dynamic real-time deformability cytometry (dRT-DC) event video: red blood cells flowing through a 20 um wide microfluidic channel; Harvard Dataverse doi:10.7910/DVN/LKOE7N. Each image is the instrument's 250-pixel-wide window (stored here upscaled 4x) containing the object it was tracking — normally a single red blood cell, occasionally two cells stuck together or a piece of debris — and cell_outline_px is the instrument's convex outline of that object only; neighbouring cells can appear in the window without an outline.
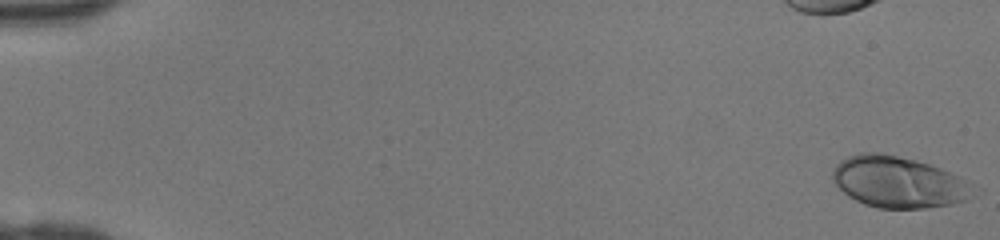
{"species": "human", "species_latin": "Homo sapiens", "temperature_condition": "room temperature", "stored_images_in_passage": 27, "camera_frame_rate_fps": 3000, "um_per_image_px": 0.085, "donor": {"sex": "female"}, "frame": {"image": 1, "passage_image": 1, "time_ms": 0.0, "image_size_px": [1000, 240], "cell_outline_px": [[968, 200], [948, 204], [924, 208], [876, 208], [864, 204], [848, 196], [836, 184], [832, 176], [832, 172], [836, 164], [840, 160], [848, 156], [860, 152], [880, 152], [916, 160], [952, 172], [960, 176]], "centroid_in_image_um": [76.21, 15.45], "position_along_channel_um": 8.8, "area_um2": 41.04}}
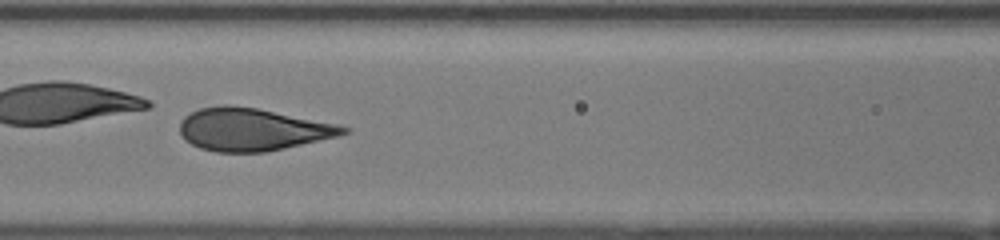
{"frame": {"image": 2, "passage_image": 22, "time_ms": 7.0, "image_size_px": [1000, 240], "cell_outline_px": [[352, 128], [348, 132], [336, 136], [284, 148], [264, 152], [216, 152], [200, 148], [184, 140], [180, 132], [180, 120], [184, 116], [200, 108], [224, 104], [228, 104], [256, 108], [336, 124]], "centroid_in_image_um": [21.4, 11.0], "position_along_channel_um": 145.2, "area_um2": 40.23}}
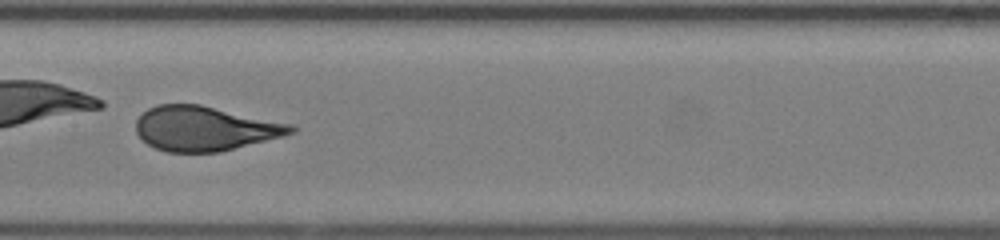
{"frame": {"image": 3, "passage_image": 25, "time_ms": 8.0, "image_size_px": [1000, 240], "cell_outline_px": [[296, 132], [284, 136], [220, 152], [168, 152], [156, 148], [148, 144], [136, 132], [136, 120], [148, 108], [156, 104], [200, 104], [296, 124]], "centroid_in_image_um": [17.47, 10.91], "position_along_channel_um": 189.9, "area_um2": 40.58}}